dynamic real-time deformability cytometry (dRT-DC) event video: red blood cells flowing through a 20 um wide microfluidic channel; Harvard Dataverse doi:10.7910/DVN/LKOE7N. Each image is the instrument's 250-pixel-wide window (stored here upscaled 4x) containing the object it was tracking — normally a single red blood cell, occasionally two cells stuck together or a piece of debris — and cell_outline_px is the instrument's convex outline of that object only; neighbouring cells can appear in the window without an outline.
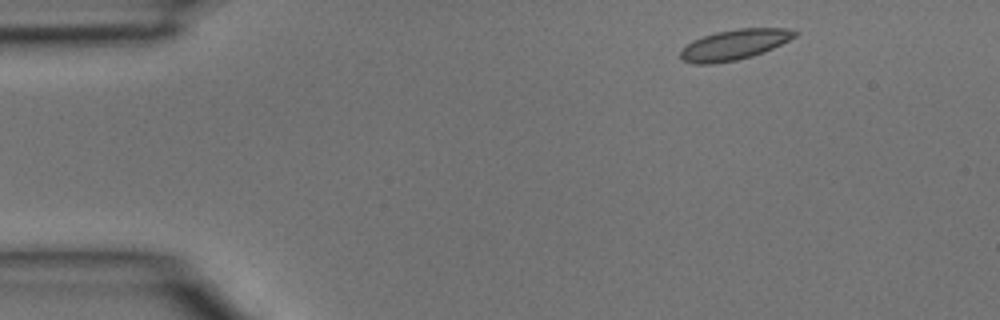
{"species": "common noctule bat (a hibernating species)", "species_latin": "Nyctalus noctula", "temperature_condition": "room temperature", "stored_images_in_passage": 3, "camera_frame_rate_fps": 3000, "um_per_image_px": 0.085, "animal": {"sex": "male", "body_mass_g": 15.6}, "frame": {"image": 1, "passage_image": 1, "time_ms": 0.0, "image_size_px": [1000, 320], "cell_outline_px": [[800, 32], [796, 36], [764, 52], [752, 56], [736, 60], [712, 64], [696, 64], [684, 60], [680, 56], [680, 48], [692, 40], [716, 32], [740, 28], [784, 28]], "centroid_in_image_um": [62.39, 3.79], "position_along_channel_um": 22.6, "area_um2": 20.11}}
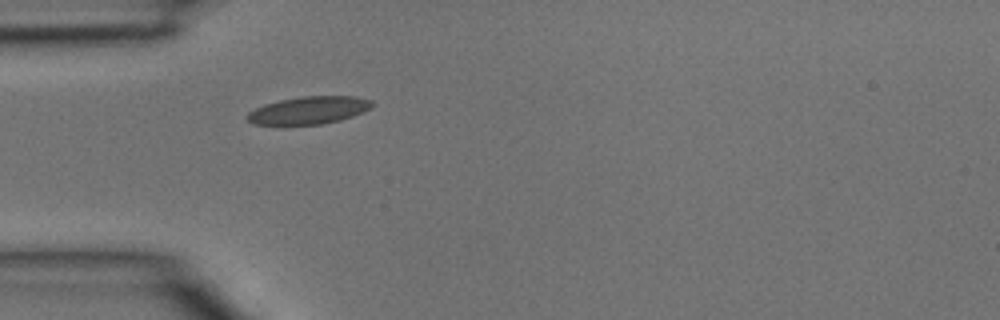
{"frame": {"image": 2, "passage_image": 3, "time_ms": 0.667, "image_size_px": [1000, 320], "cell_outline_px": [[376, 104], [364, 112], [340, 120], [320, 124], [252, 124], [244, 116], [248, 112], [264, 104], [280, 100], [304, 96], [356, 96], [372, 100]], "centroid_in_image_um": [26.28, 9.36], "position_along_channel_um": 58.7, "area_um2": 20.06}}